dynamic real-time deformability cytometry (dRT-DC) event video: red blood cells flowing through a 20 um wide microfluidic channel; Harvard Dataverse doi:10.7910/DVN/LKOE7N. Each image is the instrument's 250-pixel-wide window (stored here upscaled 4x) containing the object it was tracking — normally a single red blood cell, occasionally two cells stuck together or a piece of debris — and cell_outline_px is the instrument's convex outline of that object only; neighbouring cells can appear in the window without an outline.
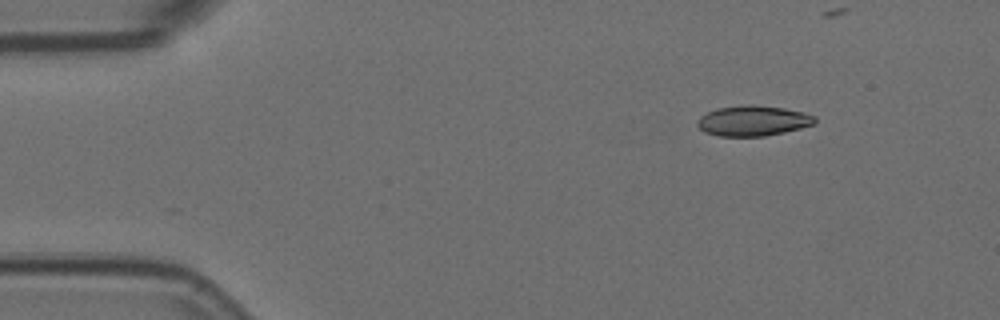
{"species": "Egyptian fruit bat (a non-hibernating species)", "species_latin": "Rousettus aegyptiacus", "temperature_condition": "room temperature", "stored_images_in_passage": 10, "camera_frame_rate_fps": 3000, "um_per_image_px": 0.085, "animal": {"sex": "female"}, "frame": {"image": 1, "passage_image": 1, "time_ms": 0.0, "image_size_px": [1000, 320], "cell_outline_px": [[816, 124], [784, 132], [764, 136], [720, 136], [704, 132], [696, 124], [696, 120], [700, 116], [716, 108], [748, 104], [752, 104], [784, 108], [804, 112], [816, 116]], "centroid_in_image_um": [64.01, 10.26], "position_along_channel_um": 21.0, "area_um2": 20.92}}
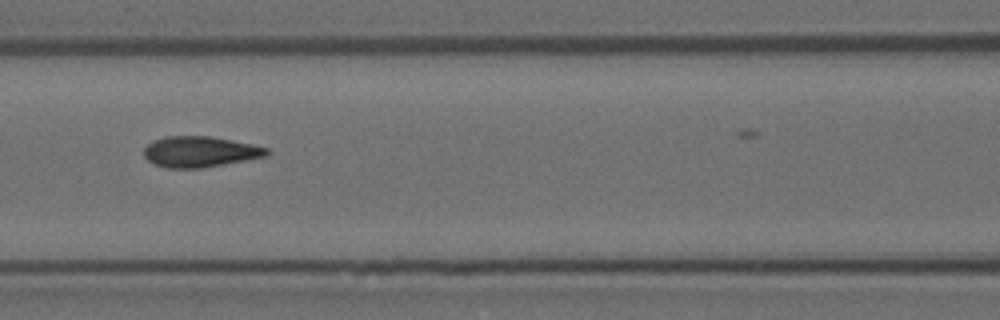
{"frame": {"image": 2, "passage_image": 6, "time_ms": 1.667, "image_size_px": [1000, 320], "cell_outline_px": [[272, 152], [268, 156], [200, 168], [168, 168], [156, 164], [148, 160], [144, 156], [144, 148], [152, 140], [164, 136], [208, 136], [232, 140], [252, 144], [268, 148]], "centroid_in_image_um": [17.01, 12.89], "position_along_channel_um": 149.6, "area_um2": 22.02}}
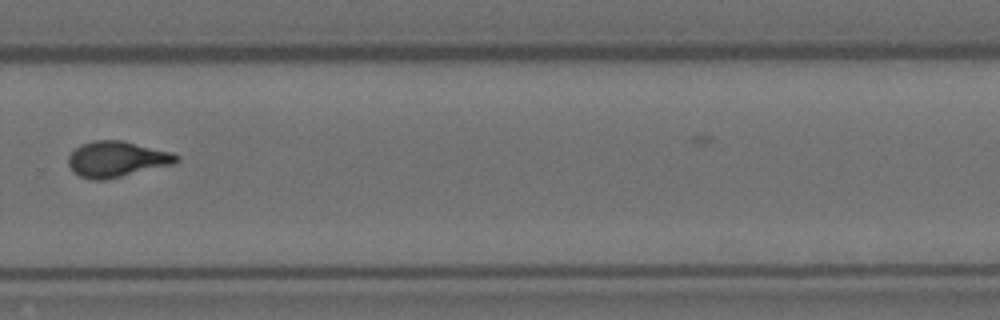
{"frame": {"image": 3, "passage_image": 10, "time_ms": 3.0, "image_size_px": [1000, 320], "cell_outline_px": [[180, 160], [176, 164], [108, 180], [92, 180], [80, 176], [72, 172], [68, 164], [68, 156], [80, 144], [92, 140], [124, 140], [172, 152], [180, 156]], "centroid_in_image_um": [9.96, 13.53], "position_along_channel_um": 319.8, "area_um2": 23.12}}